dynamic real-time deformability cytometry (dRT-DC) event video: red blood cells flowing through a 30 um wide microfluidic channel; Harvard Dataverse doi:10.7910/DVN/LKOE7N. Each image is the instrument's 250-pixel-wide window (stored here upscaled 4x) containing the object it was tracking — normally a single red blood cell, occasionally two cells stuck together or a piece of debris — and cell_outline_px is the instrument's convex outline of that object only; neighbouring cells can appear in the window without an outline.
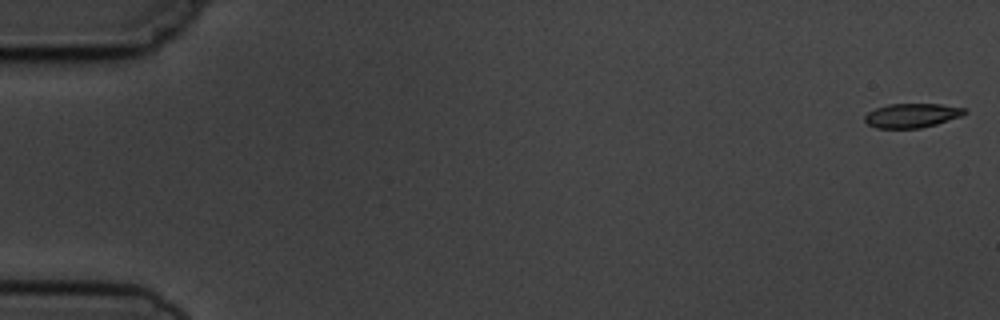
{"species": "common noctule bat (a hibernating species)", "species_latin": "Nyctalus noctula", "temperature_condition": "cold", "stored_images_in_passage": 5, "camera_frame_rate_fps": 3000, "um_per_image_px": 0.085, "animal": {"sex": "male", "body_mass_g": 19.5, "forearm_length_mm": 54.6}, "frame": {"image": 1, "passage_image": 1, "time_ms": 0.0, "image_size_px": [1000, 320], "cell_outline_px": [[968, 112], [960, 116], [936, 124], [920, 128], [876, 128], [868, 124], [864, 120], [864, 116], [868, 112], [876, 108], [888, 104], [940, 104], [968, 108]], "centroid_in_image_um": [77.52, 9.81], "position_along_channel_um": 7.5, "area_um2": 14.1}}
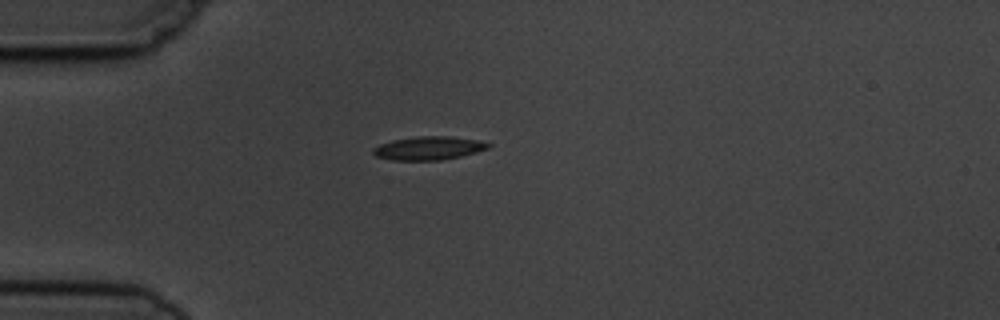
{"frame": {"image": 2, "passage_image": 5, "time_ms": 4.667, "image_size_px": [1000, 320], "cell_outline_px": [[492, 144], [488, 148], [476, 152], [460, 156], [440, 160], [392, 160], [376, 156], [372, 152], [372, 148], [380, 144], [392, 140], [416, 136], [448, 136], [476, 140]], "centroid_in_image_um": [36.39, 12.59], "position_along_channel_um": 48.6, "area_um2": 15.61}}